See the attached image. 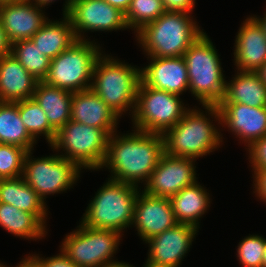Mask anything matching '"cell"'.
<instances>
[{
  "mask_svg": "<svg viewBox=\"0 0 266 267\" xmlns=\"http://www.w3.org/2000/svg\"><path fill=\"white\" fill-rule=\"evenodd\" d=\"M131 133L109 136L102 168L111 172L109 179L139 187L146 185L152 171L165 153L161 134L132 130Z\"/></svg>",
  "mask_w": 266,
  "mask_h": 267,
  "instance_id": "cell-1",
  "label": "cell"
},
{
  "mask_svg": "<svg viewBox=\"0 0 266 267\" xmlns=\"http://www.w3.org/2000/svg\"><path fill=\"white\" fill-rule=\"evenodd\" d=\"M202 107L206 110L205 114L203 110H197L196 106L193 109L189 108L182 119L162 135L166 154L196 160L221 146L223 142L221 129L213 123L219 121L220 124L218 106L202 105ZM212 116L214 120L211 121Z\"/></svg>",
  "mask_w": 266,
  "mask_h": 267,
  "instance_id": "cell-2",
  "label": "cell"
},
{
  "mask_svg": "<svg viewBox=\"0 0 266 267\" xmlns=\"http://www.w3.org/2000/svg\"><path fill=\"white\" fill-rule=\"evenodd\" d=\"M166 11L136 33L147 57H180L204 33L193 16ZM194 20V21H193Z\"/></svg>",
  "mask_w": 266,
  "mask_h": 267,
  "instance_id": "cell-3",
  "label": "cell"
},
{
  "mask_svg": "<svg viewBox=\"0 0 266 267\" xmlns=\"http://www.w3.org/2000/svg\"><path fill=\"white\" fill-rule=\"evenodd\" d=\"M141 69L103 52L96 60L90 89L120 118L126 111L133 115Z\"/></svg>",
  "mask_w": 266,
  "mask_h": 267,
  "instance_id": "cell-4",
  "label": "cell"
},
{
  "mask_svg": "<svg viewBox=\"0 0 266 267\" xmlns=\"http://www.w3.org/2000/svg\"><path fill=\"white\" fill-rule=\"evenodd\" d=\"M217 49L206 32L186 50L189 92L202 105H217L225 95V75Z\"/></svg>",
  "mask_w": 266,
  "mask_h": 267,
  "instance_id": "cell-5",
  "label": "cell"
},
{
  "mask_svg": "<svg viewBox=\"0 0 266 267\" xmlns=\"http://www.w3.org/2000/svg\"><path fill=\"white\" fill-rule=\"evenodd\" d=\"M138 188L108 178L88 204L81 223L123 234L124 229L132 227L135 201L140 191Z\"/></svg>",
  "mask_w": 266,
  "mask_h": 267,
  "instance_id": "cell-6",
  "label": "cell"
},
{
  "mask_svg": "<svg viewBox=\"0 0 266 267\" xmlns=\"http://www.w3.org/2000/svg\"><path fill=\"white\" fill-rule=\"evenodd\" d=\"M93 41L78 40L51 59L43 81L71 93L90 89L94 65L102 54L100 45Z\"/></svg>",
  "mask_w": 266,
  "mask_h": 267,
  "instance_id": "cell-7",
  "label": "cell"
},
{
  "mask_svg": "<svg viewBox=\"0 0 266 267\" xmlns=\"http://www.w3.org/2000/svg\"><path fill=\"white\" fill-rule=\"evenodd\" d=\"M109 134L103 130L69 120L50 144L53 151L63 150L61 157L86 170H100L104 163Z\"/></svg>",
  "mask_w": 266,
  "mask_h": 267,
  "instance_id": "cell-8",
  "label": "cell"
},
{
  "mask_svg": "<svg viewBox=\"0 0 266 267\" xmlns=\"http://www.w3.org/2000/svg\"><path fill=\"white\" fill-rule=\"evenodd\" d=\"M184 106L179 95L154 89L140 81L135 109L130 116L133 128L163 135L185 115L189 108Z\"/></svg>",
  "mask_w": 266,
  "mask_h": 267,
  "instance_id": "cell-9",
  "label": "cell"
},
{
  "mask_svg": "<svg viewBox=\"0 0 266 267\" xmlns=\"http://www.w3.org/2000/svg\"><path fill=\"white\" fill-rule=\"evenodd\" d=\"M77 227L66 235L59 246L72 262L78 267H106L119 262L112 257L124 234L115 230L91 228L81 222Z\"/></svg>",
  "mask_w": 266,
  "mask_h": 267,
  "instance_id": "cell-10",
  "label": "cell"
},
{
  "mask_svg": "<svg viewBox=\"0 0 266 267\" xmlns=\"http://www.w3.org/2000/svg\"><path fill=\"white\" fill-rule=\"evenodd\" d=\"M81 170L76 163L58 153L33 158L32 151H28L24 159L22 177L46 203L47 195L63 193L72 188L79 180Z\"/></svg>",
  "mask_w": 266,
  "mask_h": 267,
  "instance_id": "cell-11",
  "label": "cell"
},
{
  "mask_svg": "<svg viewBox=\"0 0 266 267\" xmlns=\"http://www.w3.org/2000/svg\"><path fill=\"white\" fill-rule=\"evenodd\" d=\"M72 28L78 40H88L87 31H117L129 29L125 13L111 6L105 0H73L68 13ZM83 32V34H82Z\"/></svg>",
  "mask_w": 266,
  "mask_h": 267,
  "instance_id": "cell-12",
  "label": "cell"
},
{
  "mask_svg": "<svg viewBox=\"0 0 266 267\" xmlns=\"http://www.w3.org/2000/svg\"><path fill=\"white\" fill-rule=\"evenodd\" d=\"M194 159L164 153L143 191L152 196L170 198L197 181Z\"/></svg>",
  "mask_w": 266,
  "mask_h": 267,
  "instance_id": "cell-13",
  "label": "cell"
},
{
  "mask_svg": "<svg viewBox=\"0 0 266 267\" xmlns=\"http://www.w3.org/2000/svg\"><path fill=\"white\" fill-rule=\"evenodd\" d=\"M198 230L192 225L177 223L147 240L149 252L144 267H180Z\"/></svg>",
  "mask_w": 266,
  "mask_h": 267,
  "instance_id": "cell-14",
  "label": "cell"
},
{
  "mask_svg": "<svg viewBox=\"0 0 266 267\" xmlns=\"http://www.w3.org/2000/svg\"><path fill=\"white\" fill-rule=\"evenodd\" d=\"M142 191V192H141ZM135 201L132 225L140 238H150L177 224L169 198L147 194L141 190Z\"/></svg>",
  "mask_w": 266,
  "mask_h": 267,
  "instance_id": "cell-15",
  "label": "cell"
},
{
  "mask_svg": "<svg viewBox=\"0 0 266 267\" xmlns=\"http://www.w3.org/2000/svg\"><path fill=\"white\" fill-rule=\"evenodd\" d=\"M220 125L249 146L266 135V107H249L240 103H218Z\"/></svg>",
  "mask_w": 266,
  "mask_h": 267,
  "instance_id": "cell-16",
  "label": "cell"
},
{
  "mask_svg": "<svg viewBox=\"0 0 266 267\" xmlns=\"http://www.w3.org/2000/svg\"><path fill=\"white\" fill-rule=\"evenodd\" d=\"M42 6L29 0L0 5V21L10 43L31 37L49 20Z\"/></svg>",
  "mask_w": 266,
  "mask_h": 267,
  "instance_id": "cell-17",
  "label": "cell"
},
{
  "mask_svg": "<svg viewBox=\"0 0 266 267\" xmlns=\"http://www.w3.org/2000/svg\"><path fill=\"white\" fill-rule=\"evenodd\" d=\"M150 63L141 68V81L149 87L181 95L189 90L186 62L180 57H147Z\"/></svg>",
  "mask_w": 266,
  "mask_h": 267,
  "instance_id": "cell-18",
  "label": "cell"
},
{
  "mask_svg": "<svg viewBox=\"0 0 266 267\" xmlns=\"http://www.w3.org/2000/svg\"><path fill=\"white\" fill-rule=\"evenodd\" d=\"M246 18L236 35L234 63L239 71L256 72L266 62V34L254 16Z\"/></svg>",
  "mask_w": 266,
  "mask_h": 267,
  "instance_id": "cell-19",
  "label": "cell"
},
{
  "mask_svg": "<svg viewBox=\"0 0 266 267\" xmlns=\"http://www.w3.org/2000/svg\"><path fill=\"white\" fill-rule=\"evenodd\" d=\"M119 116L91 89L73 93L71 120L105 130L117 131Z\"/></svg>",
  "mask_w": 266,
  "mask_h": 267,
  "instance_id": "cell-20",
  "label": "cell"
},
{
  "mask_svg": "<svg viewBox=\"0 0 266 267\" xmlns=\"http://www.w3.org/2000/svg\"><path fill=\"white\" fill-rule=\"evenodd\" d=\"M37 83L11 53L0 58V102L32 98Z\"/></svg>",
  "mask_w": 266,
  "mask_h": 267,
  "instance_id": "cell-21",
  "label": "cell"
},
{
  "mask_svg": "<svg viewBox=\"0 0 266 267\" xmlns=\"http://www.w3.org/2000/svg\"><path fill=\"white\" fill-rule=\"evenodd\" d=\"M210 199L207 189L197 181L169 198L177 223L189 224L197 229L200 228L198 221L210 207Z\"/></svg>",
  "mask_w": 266,
  "mask_h": 267,
  "instance_id": "cell-22",
  "label": "cell"
},
{
  "mask_svg": "<svg viewBox=\"0 0 266 267\" xmlns=\"http://www.w3.org/2000/svg\"><path fill=\"white\" fill-rule=\"evenodd\" d=\"M73 93L38 81L32 98L46 113L50 126L57 132L71 119Z\"/></svg>",
  "mask_w": 266,
  "mask_h": 267,
  "instance_id": "cell-23",
  "label": "cell"
},
{
  "mask_svg": "<svg viewBox=\"0 0 266 267\" xmlns=\"http://www.w3.org/2000/svg\"><path fill=\"white\" fill-rule=\"evenodd\" d=\"M0 202L11 204L22 211L35 214L44 224L48 215L46 203L22 176L0 179Z\"/></svg>",
  "mask_w": 266,
  "mask_h": 267,
  "instance_id": "cell-24",
  "label": "cell"
},
{
  "mask_svg": "<svg viewBox=\"0 0 266 267\" xmlns=\"http://www.w3.org/2000/svg\"><path fill=\"white\" fill-rule=\"evenodd\" d=\"M226 82L224 98L219 103H240L249 107H266V85L252 71H239Z\"/></svg>",
  "mask_w": 266,
  "mask_h": 267,
  "instance_id": "cell-25",
  "label": "cell"
},
{
  "mask_svg": "<svg viewBox=\"0 0 266 267\" xmlns=\"http://www.w3.org/2000/svg\"><path fill=\"white\" fill-rule=\"evenodd\" d=\"M31 40L42 54L54 59L64 50L78 41L72 28L71 20L63 14L61 21L48 20L32 37Z\"/></svg>",
  "mask_w": 266,
  "mask_h": 267,
  "instance_id": "cell-26",
  "label": "cell"
},
{
  "mask_svg": "<svg viewBox=\"0 0 266 267\" xmlns=\"http://www.w3.org/2000/svg\"><path fill=\"white\" fill-rule=\"evenodd\" d=\"M0 226L8 233L33 241L44 238L47 233L46 224L35 214L3 202H0Z\"/></svg>",
  "mask_w": 266,
  "mask_h": 267,
  "instance_id": "cell-27",
  "label": "cell"
},
{
  "mask_svg": "<svg viewBox=\"0 0 266 267\" xmlns=\"http://www.w3.org/2000/svg\"><path fill=\"white\" fill-rule=\"evenodd\" d=\"M36 143L21 120L19 101L0 102V144H13L33 151Z\"/></svg>",
  "mask_w": 266,
  "mask_h": 267,
  "instance_id": "cell-28",
  "label": "cell"
},
{
  "mask_svg": "<svg viewBox=\"0 0 266 267\" xmlns=\"http://www.w3.org/2000/svg\"><path fill=\"white\" fill-rule=\"evenodd\" d=\"M10 53L35 79L43 81L46 78L51 59L42 54L31 39L12 43Z\"/></svg>",
  "mask_w": 266,
  "mask_h": 267,
  "instance_id": "cell-29",
  "label": "cell"
},
{
  "mask_svg": "<svg viewBox=\"0 0 266 267\" xmlns=\"http://www.w3.org/2000/svg\"><path fill=\"white\" fill-rule=\"evenodd\" d=\"M19 115L28 133L37 141L40 136H45L50 145L56 131L50 126L46 113L33 98L19 101Z\"/></svg>",
  "mask_w": 266,
  "mask_h": 267,
  "instance_id": "cell-30",
  "label": "cell"
},
{
  "mask_svg": "<svg viewBox=\"0 0 266 267\" xmlns=\"http://www.w3.org/2000/svg\"><path fill=\"white\" fill-rule=\"evenodd\" d=\"M166 12L162 0H132L125 13L126 24L134 33Z\"/></svg>",
  "mask_w": 266,
  "mask_h": 267,
  "instance_id": "cell-31",
  "label": "cell"
},
{
  "mask_svg": "<svg viewBox=\"0 0 266 267\" xmlns=\"http://www.w3.org/2000/svg\"><path fill=\"white\" fill-rule=\"evenodd\" d=\"M27 150L13 144H0V179L22 176Z\"/></svg>",
  "mask_w": 266,
  "mask_h": 267,
  "instance_id": "cell-32",
  "label": "cell"
},
{
  "mask_svg": "<svg viewBox=\"0 0 266 267\" xmlns=\"http://www.w3.org/2000/svg\"><path fill=\"white\" fill-rule=\"evenodd\" d=\"M239 263L244 267H263V256L266 248V238L249 235L243 238L237 246Z\"/></svg>",
  "mask_w": 266,
  "mask_h": 267,
  "instance_id": "cell-33",
  "label": "cell"
},
{
  "mask_svg": "<svg viewBox=\"0 0 266 267\" xmlns=\"http://www.w3.org/2000/svg\"><path fill=\"white\" fill-rule=\"evenodd\" d=\"M248 159L254 175L266 170V135L254 141L247 147Z\"/></svg>",
  "mask_w": 266,
  "mask_h": 267,
  "instance_id": "cell-34",
  "label": "cell"
},
{
  "mask_svg": "<svg viewBox=\"0 0 266 267\" xmlns=\"http://www.w3.org/2000/svg\"><path fill=\"white\" fill-rule=\"evenodd\" d=\"M61 253L52 256V257H39L37 254L30 256L27 255V258L36 266V267H78L74 262H72L67 255L60 250Z\"/></svg>",
  "mask_w": 266,
  "mask_h": 267,
  "instance_id": "cell-35",
  "label": "cell"
},
{
  "mask_svg": "<svg viewBox=\"0 0 266 267\" xmlns=\"http://www.w3.org/2000/svg\"><path fill=\"white\" fill-rule=\"evenodd\" d=\"M166 11L191 13L196 0H162Z\"/></svg>",
  "mask_w": 266,
  "mask_h": 267,
  "instance_id": "cell-36",
  "label": "cell"
},
{
  "mask_svg": "<svg viewBox=\"0 0 266 267\" xmlns=\"http://www.w3.org/2000/svg\"><path fill=\"white\" fill-rule=\"evenodd\" d=\"M253 185L255 188L254 193L256 197L262 202L266 204V170L265 171H258L255 175H253Z\"/></svg>",
  "mask_w": 266,
  "mask_h": 267,
  "instance_id": "cell-37",
  "label": "cell"
},
{
  "mask_svg": "<svg viewBox=\"0 0 266 267\" xmlns=\"http://www.w3.org/2000/svg\"><path fill=\"white\" fill-rule=\"evenodd\" d=\"M11 52V43L7 38L5 30L0 21V58L2 56L8 55Z\"/></svg>",
  "mask_w": 266,
  "mask_h": 267,
  "instance_id": "cell-38",
  "label": "cell"
},
{
  "mask_svg": "<svg viewBox=\"0 0 266 267\" xmlns=\"http://www.w3.org/2000/svg\"><path fill=\"white\" fill-rule=\"evenodd\" d=\"M29 1H32L35 4L40 5L44 8L47 5H51V3L52 2L54 3L56 0H29ZM72 2H73V0H65L64 7H63L64 10L62 12L63 14L68 13V11L71 8Z\"/></svg>",
  "mask_w": 266,
  "mask_h": 267,
  "instance_id": "cell-39",
  "label": "cell"
},
{
  "mask_svg": "<svg viewBox=\"0 0 266 267\" xmlns=\"http://www.w3.org/2000/svg\"><path fill=\"white\" fill-rule=\"evenodd\" d=\"M111 6L120 9L122 12L126 13L132 0H105Z\"/></svg>",
  "mask_w": 266,
  "mask_h": 267,
  "instance_id": "cell-40",
  "label": "cell"
},
{
  "mask_svg": "<svg viewBox=\"0 0 266 267\" xmlns=\"http://www.w3.org/2000/svg\"><path fill=\"white\" fill-rule=\"evenodd\" d=\"M262 82L266 85V62L256 71Z\"/></svg>",
  "mask_w": 266,
  "mask_h": 267,
  "instance_id": "cell-41",
  "label": "cell"
},
{
  "mask_svg": "<svg viewBox=\"0 0 266 267\" xmlns=\"http://www.w3.org/2000/svg\"><path fill=\"white\" fill-rule=\"evenodd\" d=\"M24 258L22 259L20 263H18L16 267H36L27 257H24ZM3 267H8V266H6L5 264Z\"/></svg>",
  "mask_w": 266,
  "mask_h": 267,
  "instance_id": "cell-42",
  "label": "cell"
},
{
  "mask_svg": "<svg viewBox=\"0 0 266 267\" xmlns=\"http://www.w3.org/2000/svg\"><path fill=\"white\" fill-rule=\"evenodd\" d=\"M258 21H259V23L262 25V27H263V30H264V32H265V34H266V11H265V13H264V17L262 16V17H257L256 15H253Z\"/></svg>",
  "mask_w": 266,
  "mask_h": 267,
  "instance_id": "cell-43",
  "label": "cell"
},
{
  "mask_svg": "<svg viewBox=\"0 0 266 267\" xmlns=\"http://www.w3.org/2000/svg\"><path fill=\"white\" fill-rule=\"evenodd\" d=\"M106 267H133V265L127 264L126 262H118L112 265H107ZM135 267V266H134Z\"/></svg>",
  "mask_w": 266,
  "mask_h": 267,
  "instance_id": "cell-44",
  "label": "cell"
},
{
  "mask_svg": "<svg viewBox=\"0 0 266 267\" xmlns=\"http://www.w3.org/2000/svg\"><path fill=\"white\" fill-rule=\"evenodd\" d=\"M16 1H20V0H0V5L4 3H11V2H16Z\"/></svg>",
  "mask_w": 266,
  "mask_h": 267,
  "instance_id": "cell-45",
  "label": "cell"
},
{
  "mask_svg": "<svg viewBox=\"0 0 266 267\" xmlns=\"http://www.w3.org/2000/svg\"><path fill=\"white\" fill-rule=\"evenodd\" d=\"M263 267H266V248L263 256Z\"/></svg>",
  "mask_w": 266,
  "mask_h": 267,
  "instance_id": "cell-46",
  "label": "cell"
}]
</instances>
